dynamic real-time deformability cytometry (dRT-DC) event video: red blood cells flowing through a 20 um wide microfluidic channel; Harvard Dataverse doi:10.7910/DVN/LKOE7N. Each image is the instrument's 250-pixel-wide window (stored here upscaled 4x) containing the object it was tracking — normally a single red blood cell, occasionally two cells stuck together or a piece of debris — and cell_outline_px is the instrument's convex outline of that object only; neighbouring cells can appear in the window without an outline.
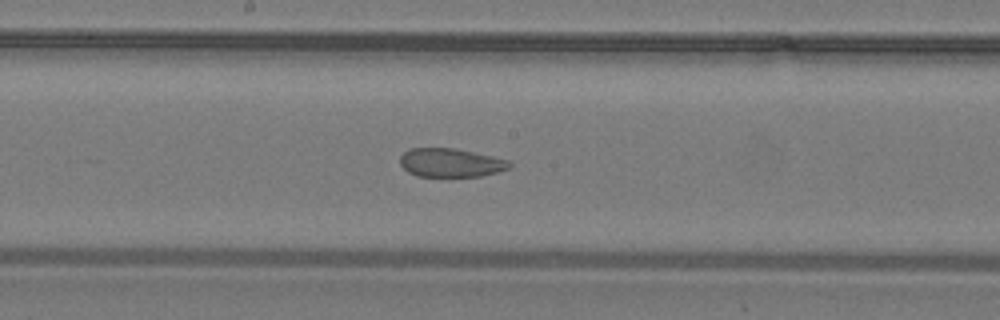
{"species": "common noctule bat (a hibernating species)", "species_latin": "Nyctalus noctula", "temperature_condition": "warm", "stored_images_in_passage": 21, "camera_frame_rate_fps": 3000, "um_per_image_px": 0.085, "animal": {"sex": "male", "body_mass_g": 19.2, "forearm_length_mm": 51.8}, "frame": {"image": 1, "passage_image": 15, "time_ms": 4.667, "image_size_px": [1000, 320], "cell_outline_px": [[512, 168], [480, 176], [416, 176], [408, 172], [400, 164], [400, 156], [408, 148], [452, 148], [492, 156], [508, 160], [512, 164]], "centroid_in_image_um": [38.3, 13.83], "position_along_channel_um": 209.9, "area_um2": 18.21}}
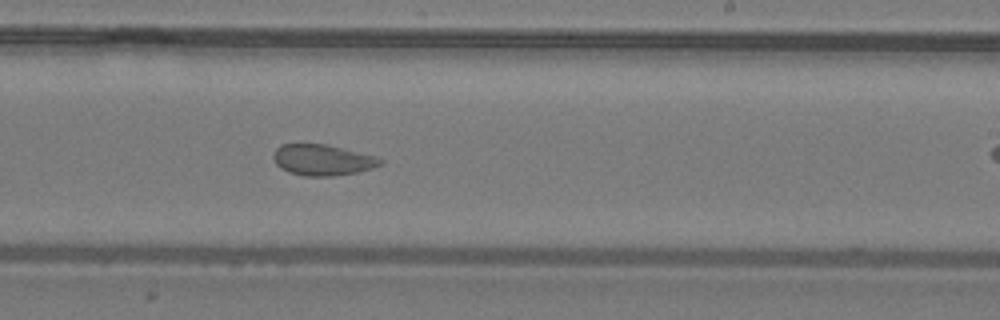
{"frame": {"image": 2, "passage_image": 18, "time_ms": 5.667, "image_size_px": [1000, 320], "cell_outline_px": [[384, 164], [372, 168], [356, 172], [332, 176], [304, 176], [288, 172], [280, 168], [276, 164], [272, 156], [276, 148], [280, 144], [324, 144], [376, 156], [384, 160]], "centroid_in_image_um": [27.4, 13.6], "position_along_channel_um": 261.6, "area_um2": 19.31}}